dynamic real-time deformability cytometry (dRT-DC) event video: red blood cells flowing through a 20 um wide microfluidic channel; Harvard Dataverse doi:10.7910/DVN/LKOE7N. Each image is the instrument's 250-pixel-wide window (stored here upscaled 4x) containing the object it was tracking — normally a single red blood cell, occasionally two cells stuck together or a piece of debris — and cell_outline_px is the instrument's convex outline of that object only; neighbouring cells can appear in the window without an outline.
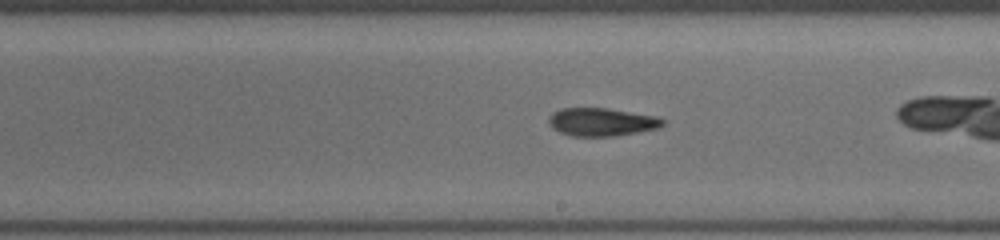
{"species": "common noctule bat (a hibernating species)", "species_latin": "Nyctalus noctula", "temperature_condition": "cold", "stored_images_in_passage": 41, "camera_frame_rate_fps": 3000, "um_per_image_px": 0.085, "animal": {"sex": "female", "body_mass_g": 19.5, "forearm_length_mm": 54.1}, "frame": {"image": 1, "passage_image": 30, "time_ms": 9.667, "image_size_px": [1000, 240], "cell_outline_px": [[664, 124], [660, 128], [616, 136], [572, 136], [560, 132], [552, 128], [548, 120], [552, 112], [560, 108], [608, 108], [656, 116], [664, 120]], "centroid_in_image_um": [51.14, 10.37], "position_along_channel_um": 237.9, "area_um2": 18.73}}